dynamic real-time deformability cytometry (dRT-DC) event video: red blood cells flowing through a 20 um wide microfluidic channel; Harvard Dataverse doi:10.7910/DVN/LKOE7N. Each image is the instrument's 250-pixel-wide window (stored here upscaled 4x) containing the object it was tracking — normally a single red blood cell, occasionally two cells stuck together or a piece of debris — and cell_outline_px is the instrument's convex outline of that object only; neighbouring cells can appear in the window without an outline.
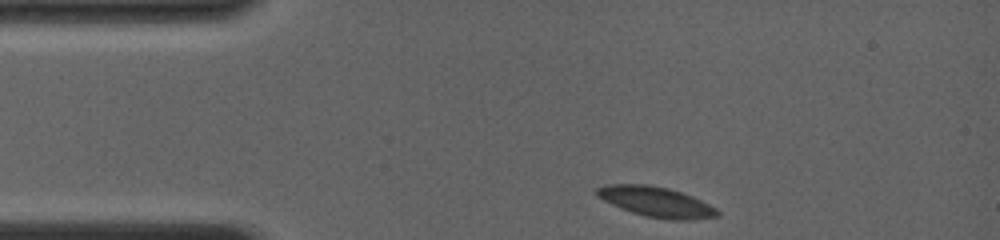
{"species": "common noctule bat (a hibernating species)", "species_latin": "Nyctalus noctula", "temperature_condition": "room temperature", "stored_images_in_passage": 4, "camera_frame_rate_fps": 4000, "um_per_image_px": 0.085, "animal": {"sex": "female", "body_mass_g": 19.0, "forearm_length_mm": 56.7}, "frame": {"image": 1, "passage_image": 1, "time_ms": 0.0, "image_size_px": [1000, 240], "cell_outline_px": [[720, 216], [692, 220], [672, 220], [644, 216], [620, 208], [596, 196], [596, 188], [608, 184], [648, 184], [668, 188], [692, 196], [716, 208], [720, 212]], "centroid_in_image_um": [55.78, 17.16], "position_along_channel_um": 29.2, "area_um2": 21.21}}
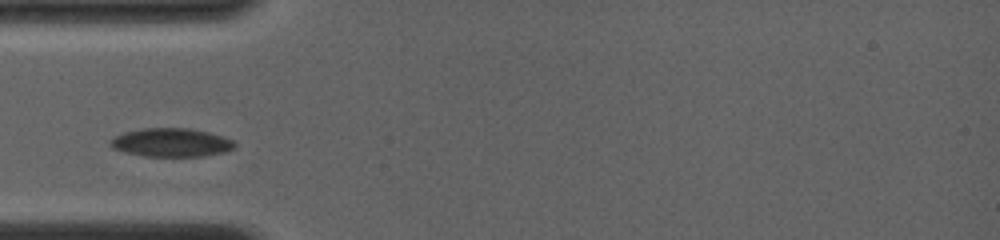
{"frame": {"image": 2, "passage_image": 3, "time_ms": 2.25, "image_size_px": [1000, 240], "cell_outline_px": [[236, 144], [232, 148], [224, 152], [204, 156], [144, 156], [124, 152], [112, 148], [108, 144], [108, 140], [124, 132], [144, 128], [192, 128], [224, 136], [232, 140]], "centroid_in_image_um": [14.52, 12.11], "position_along_channel_um": 70.5, "area_um2": 20.75}}